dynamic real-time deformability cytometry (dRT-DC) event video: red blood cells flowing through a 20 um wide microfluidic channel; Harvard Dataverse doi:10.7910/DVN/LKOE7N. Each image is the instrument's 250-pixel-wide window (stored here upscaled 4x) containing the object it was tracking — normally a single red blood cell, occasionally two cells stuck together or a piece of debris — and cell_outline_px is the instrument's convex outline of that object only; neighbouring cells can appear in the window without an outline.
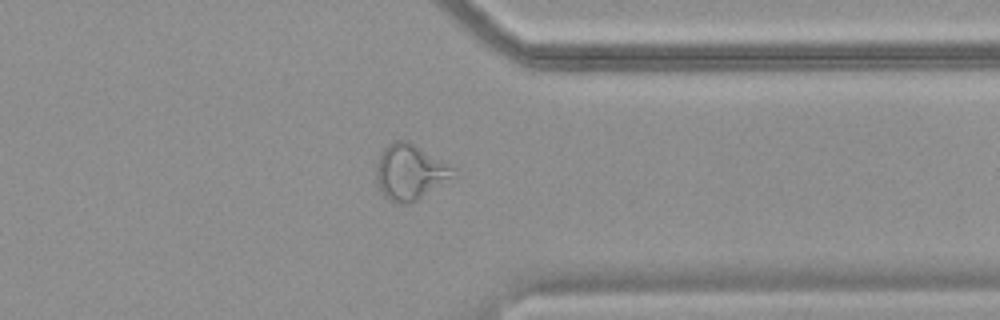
{"species": "common noctule bat (a hibernating species)", "species_latin": "Nyctalus noctula", "temperature_condition": "warm", "stored_images_in_passage": 54, "camera_frame_rate_fps": 3000, "um_per_image_px": 0.085, "animal": {"sex": "female", "body_mass_g": 18.4}, "frame": {"image": 1, "passage_image": 43, "time_ms": 14.0, "image_size_px": [1000, 320], "cell_outline_px": [[456, 176], [416, 200], [408, 204], [396, 204], [384, 196], [380, 192], [376, 184], [376, 164], [380, 152], [388, 144], [396, 140], [408, 140], [456, 168]], "centroid_in_image_um": [34.83, 14.63], "position_along_channel_um": 376.6, "area_um2": 25.2}}
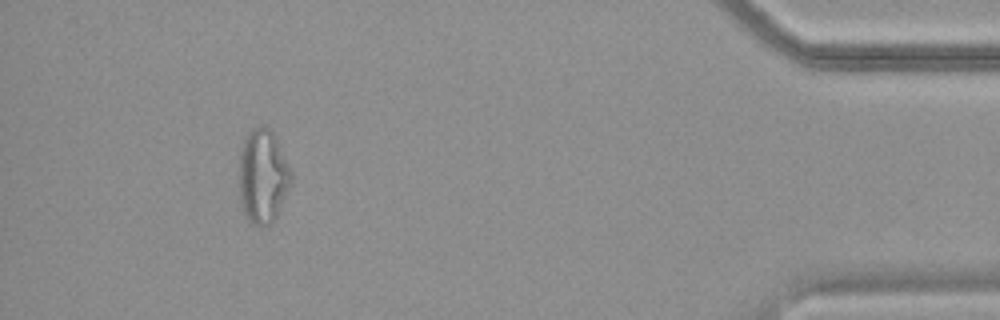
{"frame": {"image": 2, "passage_image": 50, "time_ms": 16.333, "image_size_px": [1000, 320], "cell_outline_px": [[292, 180], [276, 216], [268, 224], [256, 224], [248, 220], [244, 216], [240, 200], [240, 152], [244, 136], [252, 128], [264, 124], [276, 136], [292, 172]], "centroid_in_image_um": [22.34, 14.92], "position_along_channel_um": 412.9, "area_um2": 28.38}}